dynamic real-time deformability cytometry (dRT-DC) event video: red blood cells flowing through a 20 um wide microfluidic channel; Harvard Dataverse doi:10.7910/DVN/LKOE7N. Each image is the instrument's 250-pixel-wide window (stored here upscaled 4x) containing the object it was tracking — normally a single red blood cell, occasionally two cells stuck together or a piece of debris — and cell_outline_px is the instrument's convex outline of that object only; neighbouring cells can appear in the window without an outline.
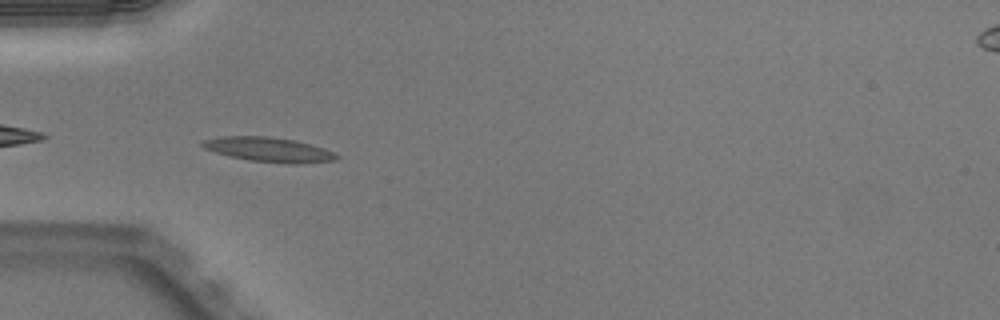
{"species": "Egyptian fruit bat (a non-hibernating species)", "species_latin": "Rousettus aegyptiacus", "temperature_condition": "warm", "stored_images_in_passage": 38, "camera_frame_rate_fps": 3000, "um_per_image_px": 0.085, "animal": {"sex": "male"}, "frame": {"image": 1, "passage_image": 3, "time_ms": 0.667, "image_size_px": [1000, 320], "cell_outline_px": [[340, 156], [336, 160], [296, 164], [284, 164], [252, 160], [232, 156], [216, 152], [204, 148], [200, 144], [204, 140], [220, 136], [268, 136], [296, 140], [324, 148]], "centroid_in_image_um": [22.88, 12.71], "position_along_channel_um": 62.1, "area_um2": 19.07}}
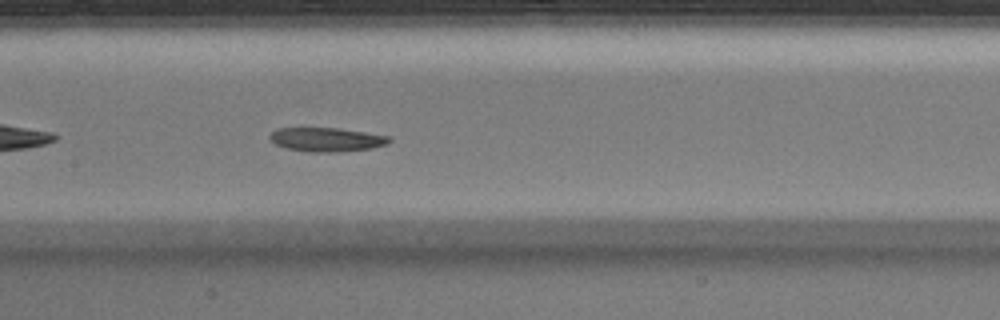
{"frame": {"image": 2, "passage_image": 12, "time_ms": 3.667, "image_size_px": [1000, 320], "cell_outline_px": [[392, 140], [388, 144], [372, 148], [336, 152], [308, 152], [288, 148], [276, 144], [268, 136], [276, 128], [340, 128], [388, 136]], "centroid_in_image_um": [27.77, 11.86], "position_along_channel_um": 179.6, "area_um2": 16.59}}
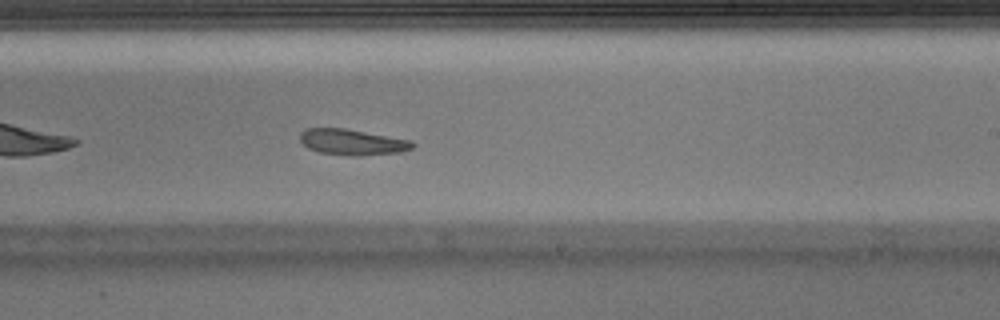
{"frame": {"image": 3, "passage_image": 18, "time_ms": 5.667, "image_size_px": [1000, 320], "cell_outline_px": [[416, 144], [412, 148], [400, 152], [360, 156], [352, 156], [320, 152], [308, 148], [300, 140], [300, 132], [304, 128], [344, 128], [408, 140]], "centroid_in_image_um": [29.9, 12.08], "position_along_channel_um": 259.1, "area_um2": 16.76}}